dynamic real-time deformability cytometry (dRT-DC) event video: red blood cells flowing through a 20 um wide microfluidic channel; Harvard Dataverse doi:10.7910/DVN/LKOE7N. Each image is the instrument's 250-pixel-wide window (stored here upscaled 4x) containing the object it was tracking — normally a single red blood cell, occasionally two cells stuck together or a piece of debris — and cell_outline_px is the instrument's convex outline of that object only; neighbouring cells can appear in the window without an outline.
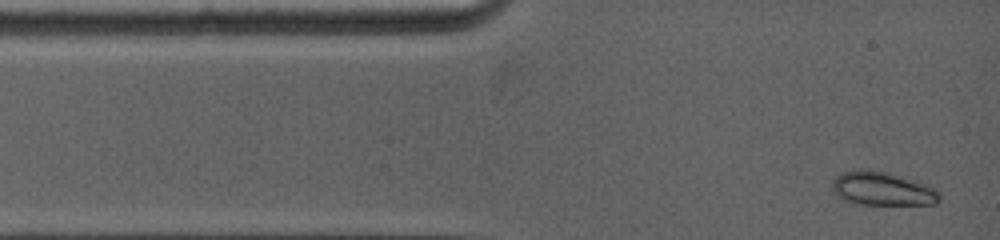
{"species": "common noctule bat (a hibernating species)", "species_latin": "Nyctalus noctula", "temperature_condition": "warm", "stored_images_in_passage": 37, "camera_frame_rate_fps": 5000, "um_per_image_px": 0.085, "animal": {"sex": "female", "body_mass_g": 19.0, "forearm_length_mm": 53.3}, "frame": {"image": 1, "passage_image": 1, "time_ms": 0.0, "image_size_px": [1000, 240], "cell_outline_px": [[940, 200], [936, 204], [860, 204], [844, 200], [836, 196], [832, 192], [832, 184], [836, 176], [844, 172], [868, 168], [888, 172], [904, 176], [916, 180], [932, 188], [936, 192]], "centroid_in_image_um": [74.95, 16.03], "position_along_channel_um": 10.1, "area_um2": 20.98}}
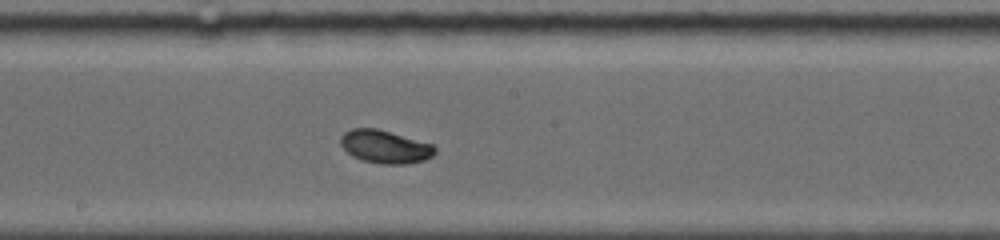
{"frame": {"image": 2, "passage_image": 19, "time_ms": 6.2, "image_size_px": [1000, 240], "cell_outline_px": [[436, 152], [432, 156], [424, 160], [408, 164], [380, 164], [360, 160], [352, 156], [340, 144], [340, 136], [344, 132], [352, 128], [376, 128], [432, 144], [436, 148]], "centroid_in_image_um": [32.71, 12.48], "position_along_channel_um": 215.5, "area_um2": 18.21}}
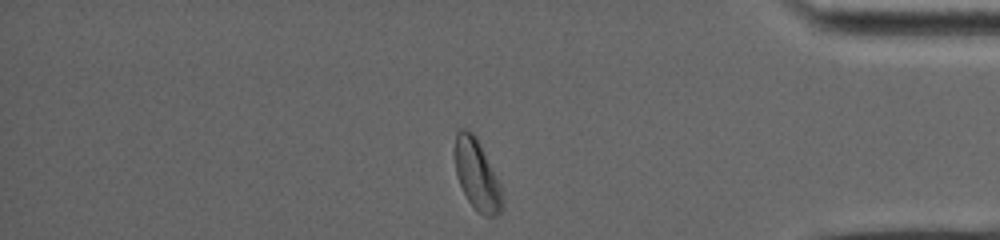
{"frame": {"image": 3, "passage_image": 36, "time_ms": 11.4, "image_size_px": [1000, 240], "cell_outline_px": [[504, 204], [500, 212], [496, 216], [484, 216], [468, 200], [456, 176], [452, 152], [456, 132], [460, 128], [464, 128], [472, 132], [476, 136], [480, 144], [500, 188], [504, 200]], "centroid_in_image_um": [40.48, 14.81], "position_along_channel_um": 394.7, "area_um2": 19.42}, "authors_computed_cell_mechanics": {"area_um2": 18.207, "velocity_mm_per_s": 3.9823, "shape_relaxation_time_tau1_ms": 2.9703, "shape_relaxation_time_tau2_ms": null, "deformation_change_tau1": 0.1068, "deformation_change_tau2": null}}